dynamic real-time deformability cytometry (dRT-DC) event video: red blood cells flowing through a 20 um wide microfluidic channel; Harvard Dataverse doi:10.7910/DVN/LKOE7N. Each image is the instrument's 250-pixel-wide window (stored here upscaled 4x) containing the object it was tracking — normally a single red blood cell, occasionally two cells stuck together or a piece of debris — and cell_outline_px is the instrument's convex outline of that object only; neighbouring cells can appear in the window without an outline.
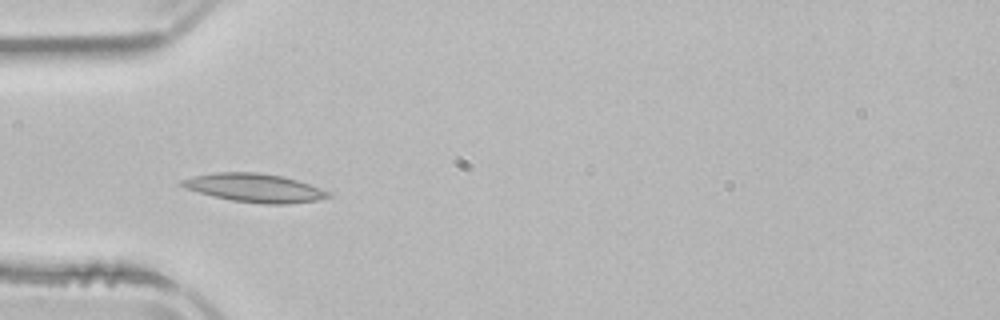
{"species": "common noctule bat (a hibernating species)", "species_latin": "Nyctalus noctula", "temperature_condition": "room temperature", "stored_images_in_passage": 5, "camera_frame_rate_fps": 3000, "um_per_image_px": 0.085, "animal": {"sex": "male", "body_mass_g": 21.5, "forearm_length_mm": 52.0}, "frame": {"image": 1, "passage_image": 3, "time_ms": 2.667, "image_size_px": [1000, 320], "cell_outline_px": [[332, 196], [316, 200], [292, 204], [264, 204], [232, 200], [212, 196], [184, 188], [180, 184], [180, 180], [192, 176], [216, 172], [256, 172], [284, 176], [332, 192]], "centroid_in_image_um": [21.63, 15.97], "position_along_channel_um": 63.4, "area_um2": 24.39}}
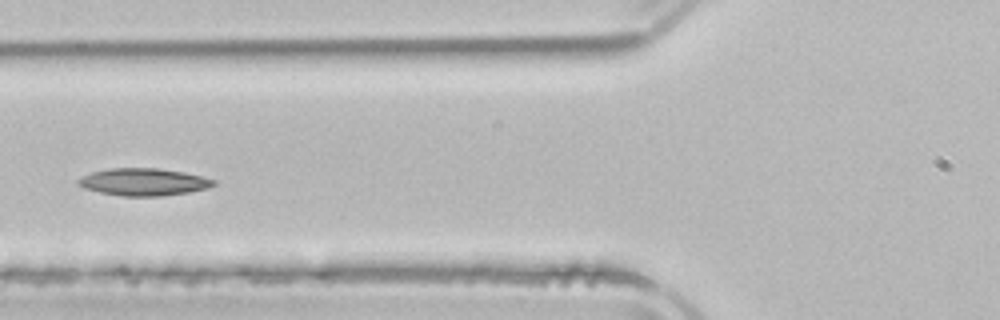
{"frame": {"image": 2, "passage_image": 4, "time_ms": 4.0, "image_size_px": [1000, 320], "cell_outline_px": [[216, 184], [208, 188], [188, 192], [164, 196], [120, 196], [100, 192], [84, 188], [76, 184], [76, 180], [92, 172], [108, 168], [156, 168], [180, 172], [200, 176], [216, 180]], "centroid_in_image_um": [12.18, 15.47], "position_along_channel_um": 113.6, "area_um2": 21.44}}
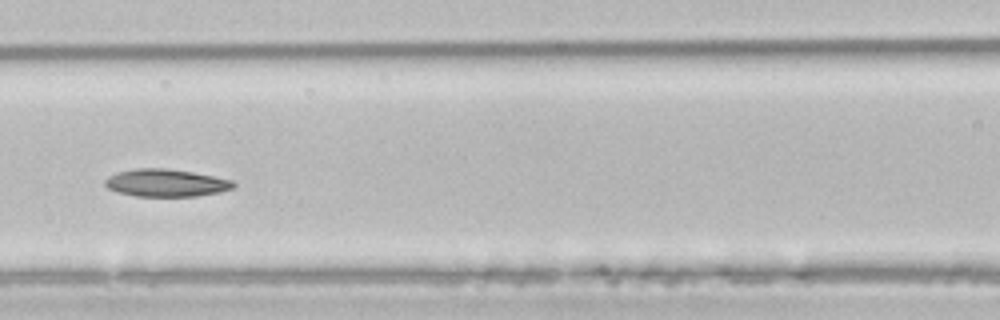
{"frame": {"image": 3, "passage_image": 5, "time_ms": 5.0, "image_size_px": [1000, 320], "cell_outline_px": [[236, 184], [232, 188], [220, 192], [196, 196], [136, 196], [116, 192], [108, 188], [104, 184], [104, 180], [108, 176], [116, 172], [136, 168], [164, 168], [192, 172], [232, 180]], "centroid_in_image_um": [14.06, 15.54], "position_along_channel_um": 152.5, "area_um2": 20.58}}